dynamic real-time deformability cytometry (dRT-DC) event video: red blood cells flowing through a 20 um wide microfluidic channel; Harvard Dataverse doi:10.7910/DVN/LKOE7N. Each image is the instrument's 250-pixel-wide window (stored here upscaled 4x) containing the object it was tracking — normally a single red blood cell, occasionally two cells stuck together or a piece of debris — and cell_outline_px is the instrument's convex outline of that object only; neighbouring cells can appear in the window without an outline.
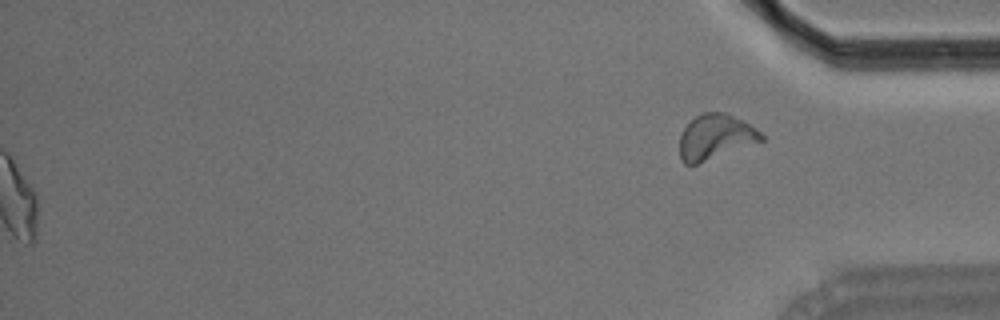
{"species": "Egyptian fruit bat (a non-hibernating species)", "species_latin": "Rousettus aegyptiacus", "temperature_condition": "room temperature", "stored_images_in_passage": 40, "segment_of_instrument_passage": [2, 2], "camera_frame_rate_fps": 3000, "um_per_image_px": 0.085, "animal": {"sex": "male"}, "frame": {"image": 1, "passage_image": 40, "time_ms": 13.0, "image_size_px": [1000, 320], "cell_outline_px": [[764, 140], [696, 164], [684, 164], [680, 160], [680, 132], [696, 116], [704, 112], [724, 112], [744, 120], [756, 128], [764, 136]], "centroid_in_image_um": [60.8, 11.63], "position_along_channel_um": 374.4, "area_um2": 21.33}}